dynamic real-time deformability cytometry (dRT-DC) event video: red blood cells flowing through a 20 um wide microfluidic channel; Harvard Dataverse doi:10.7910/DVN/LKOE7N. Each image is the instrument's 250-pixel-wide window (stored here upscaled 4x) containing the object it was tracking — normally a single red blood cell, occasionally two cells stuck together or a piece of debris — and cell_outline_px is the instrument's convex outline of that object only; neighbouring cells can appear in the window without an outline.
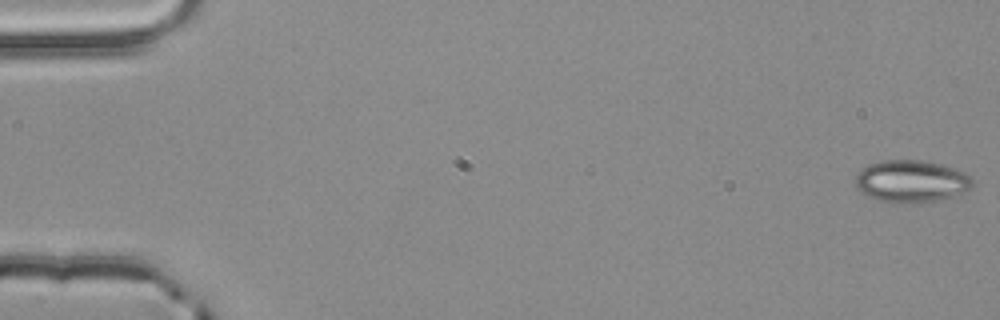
{"species": "common noctule bat (a hibernating species)", "species_latin": "Nyctalus noctula", "temperature_condition": "room temperature", "stored_images_in_passage": 8, "camera_frame_rate_fps": 3000, "um_per_image_px": 0.085, "animal": {"sex": "male", "body_mass_g": 20.4}, "frame": {"image": 1, "passage_image": 1, "time_ms": 0.0, "image_size_px": [1000, 320], "cell_outline_px": [[972, 184], [964, 192], [952, 196], [920, 204], [880, 200], [868, 196], [860, 192], [856, 188], [856, 172], [868, 164], [880, 160], [924, 160], [956, 168], [964, 172], [972, 180]], "centroid_in_image_um": [77.42, 15.39], "position_along_channel_um": 7.6, "area_um2": 28.78}}